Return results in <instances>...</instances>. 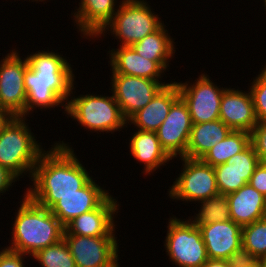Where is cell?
Here are the masks:
<instances>
[{
    "label": "cell",
    "instance_id": "83f0119b",
    "mask_svg": "<svg viewBox=\"0 0 266 267\" xmlns=\"http://www.w3.org/2000/svg\"><path fill=\"white\" fill-rule=\"evenodd\" d=\"M201 206L198 213L189 219L197 226H203L218 221H228L231 219L230 207L226 194L218 193L198 202Z\"/></svg>",
    "mask_w": 266,
    "mask_h": 267
},
{
    "label": "cell",
    "instance_id": "f546056e",
    "mask_svg": "<svg viewBox=\"0 0 266 267\" xmlns=\"http://www.w3.org/2000/svg\"><path fill=\"white\" fill-rule=\"evenodd\" d=\"M261 68L257 77L253 78L250 88L248 87L258 122L266 121V65Z\"/></svg>",
    "mask_w": 266,
    "mask_h": 267
},
{
    "label": "cell",
    "instance_id": "4316f807",
    "mask_svg": "<svg viewBox=\"0 0 266 267\" xmlns=\"http://www.w3.org/2000/svg\"><path fill=\"white\" fill-rule=\"evenodd\" d=\"M244 259L266 260V217L242 227Z\"/></svg>",
    "mask_w": 266,
    "mask_h": 267
},
{
    "label": "cell",
    "instance_id": "f35d334b",
    "mask_svg": "<svg viewBox=\"0 0 266 267\" xmlns=\"http://www.w3.org/2000/svg\"><path fill=\"white\" fill-rule=\"evenodd\" d=\"M0 115H8L2 108L1 104H0Z\"/></svg>",
    "mask_w": 266,
    "mask_h": 267
},
{
    "label": "cell",
    "instance_id": "8992f818",
    "mask_svg": "<svg viewBox=\"0 0 266 267\" xmlns=\"http://www.w3.org/2000/svg\"><path fill=\"white\" fill-rule=\"evenodd\" d=\"M151 7L146 0H122L112 20L95 40L104 37L108 32L117 42H121L119 46H132L139 42L164 23Z\"/></svg>",
    "mask_w": 266,
    "mask_h": 267
},
{
    "label": "cell",
    "instance_id": "277c9868",
    "mask_svg": "<svg viewBox=\"0 0 266 267\" xmlns=\"http://www.w3.org/2000/svg\"><path fill=\"white\" fill-rule=\"evenodd\" d=\"M27 121L26 116H13L1 127L0 165L18 179L26 175L31 180L35 165L45 149L39 140L36 141Z\"/></svg>",
    "mask_w": 266,
    "mask_h": 267
},
{
    "label": "cell",
    "instance_id": "7c38bea8",
    "mask_svg": "<svg viewBox=\"0 0 266 267\" xmlns=\"http://www.w3.org/2000/svg\"><path fill=\"white\" fill-rule=\"evenodd\" d=\"M76 267H106L119 254L117 237L63 235Z\"/></svg>",
    "mask_w": 266,
    "mask_h": 267
},
{
    "label": "cell",
    "instance_id": "7a4b0ae2",
    "mask_svg": "<svg viewBox=\"0 0 266 267\" xmlns=\"http://www.w3.org/2000/svg\"><path fill=\"white\" fill-rule=\"evenodd\" d=\"M26 56L29 68L24 75L27 92L25 116L29 117L36 108L45 111L59 106L65 111L76 79L73 65L53 49L39 50Z\"/></svg>",
    "mask_w": 266,
    "mask_h": 267
},
{
    "label": "cell",
    "instance_id": "e575fe53",
    "mask_svg": "<svg viewBox=\"0 0 266 267\" xmlns=\"http://www.w3.org/2000/svg\"><path fill=\"white\" fill-rule=\"evenodd\" d=\"M234 261L221 259H208L201 267H232Z\"/></svg>",
    "mask_w": 266,
    "mask_h": 267
},
{
    "label": "cell",
    "instance_id": "d6a6232c",
    "mask_svg": "<svg viewBox=\"0 0 266 267\" xmlns=\"http://www.w3.org/2000/svg\"><path fill=\"white\" fill-rule=\"evenodd\" d=\"M248 183L266 197V162H260L256 166Z\"/></svg>",
    "mask_w": 266,
    "mask_h": 267
},
{
    "label": "cell",
    "instance_id": "603a6c76",
    "mask_svg": "<svg viewBox=\"0 0 266 267\" xmlns=\"http://www.w3.org/2000/svg\"><path fill=\"white\" fill-rule=\"evenodd\" d=\"M231 220L241 227L266 217V197L249 183L227 194Z\"/></svg>",
    "mask_w": 266,
    "mask_h": 267
},
{
    "label": "cell",
    "instance_id": "1f68e13d",
    "mask_svg": "<svg viewBox=\"0 0 266 267\" xmlns=\"http://www.w3.org/2000/svg\"><path fill=\"white\" fill-rule=\"evenodd\" d=\"M0 251V267H25L27 255L12 251L6 247Z\"/></svg>",
    "mask_w": 266,
    "mask_h": 267
},
{
    "label": "cell",
    "instance_id": "9c48e42d",
    "mask_svg": "<svg viewBox=\"0 0 266 267\" xmlns=\"http://www.w3.org/2000/svg\"><path fill=\"white\" fill-rule=\"evenodd\" d=\"M180 97L187 104L193 124L219 119L222 94L227 87H220L207 73H201L194 82H177ZM220 87V88H219Z\"/></svg>",
    "mask_w": 266,
    "mask_h": 267
},
{
    "label": "cell",
    "instance_id": "ab89813d",
    "mask_svg": "<svg viewBox=\"0 0 266 267\" xmlns=\"http://www.w3.org/2000/svg\"><path fill=\"white\" fill-rule=\"evenodd\" d=\"M260 267H266V260H260Z\"/></svg>",
    "mask_w": 266,
    "mask_h": 267
},
{
    "label": "cell",
    "instance_id": "60d3db41",
    "mask_svg": "<svg viewBox=\"0 0 266 267\" xmlns=\"http://www.w3.org/2000/svg\"><path fill=\"white\" fill-rule=\"evenodd\" d=\"M24 1H25V0H24ZM26 1H27V0H26ZM30 1H32L33 3H34V1L37 2V3H39V2H43V3H44V1H45V3H46V0H29V2H30Z\"/></svg>",
    "mask_w": 266,
    "mask_h": 267
},
{
    "label": "cell",
    "instance_id": "e0dca14e",
    "mask_svg": "<svg viewBox=\"0 0 266 267\" xmlns=\"http://www.w3.org/2000/svg\"><path fill=\"white\" fill-rule=\"evenodd\" d=\"M260 163L251 143L224 164L214 167L219 193L229 194L247 184Z\"/></svg>",
    "mask_w": 266,
    "mask_h": 267
},
{
    "label": "cell",
    "instance_id": "b9f144b4",
    "mask_svg": "<svg viewBox=\"0 0 266 267\" xmlns=\"http://www.w3.org/2000/svg\"><path fill=\"white\" fill-rule=\"evenodd\" d=\"M263 2H264V8L266 9V0H263Z\"/></svg>",
    "mask_w": 266,
    "mask_h": 267
},
{
    "label": "cell",
    "instance_id": "d6986e66",
    "mask_svg": "<svg viewBox=\"0 0 266 267\" xmlns=\"http://www.w3.org/2000/svg\"><path fill=\"white\" fill-rule=\"evenodd\" d=\"M121 2L122 0H80L77 11L71 15L74 14L73 23L81 33V38L94 40L112 20Z\"/></svg>",
    "mask_w": 266,
    "mask_h": 267
},
{
    "label": "cell",
    "instance_id": "d590c367",
    "mask_svg": "<svg viewBox=\"0 0 266 267\" xmlns=\"http://www.w3.org/2000/svg\"><path fill=\"white\" fill-rule=\"evenodd\" d=\"M232 267H260V260L253 259H239L235 260Z\"/></svg>",
    "mask_w": 266,
    "mask_h": 267
},
{
    "label": "cell",
    "instance_id": "8fae6325",
    "mask_svg": "<svg viewBox=\"0 0 266 267\" xmlns=\"http://www.w3.org/2000/svg\"><path fill=\"white\" fill-rule=\"evenodd\" d=\"M110 79V93L113 94L126 120L144 108L164 86L170 84L117 73H112Z\"/></svg>",
    "mask_w": 266,
    "mask_h": 267
},
{
    "label": "cell",
    "instance_id": "6da1fadb",
    "mask_svg": "<svg viewBox=\"0 0 266 267\" xmlns=\"http://www.w3.org/2000/svg\"><path fill=\"white\" fill-rule=\"evenodd\" d=\"M51 146L41 153L31 177L33 183L25 190L33 202L47 209L60 197L76 194L92 178L69 143L58 141Z\"/></svg>",
    "mask_w": 266,
    "mask_h": 267
},
{
    "label": "cell",
    "instance_id": "cb8c5ba5",
    "mask_svg": "<svg viewBox=\"0 0 266 267\" xmlns=\"http://www.w3.org/2000/svg\"><path fill=\"white\" fill-rule=\"evenodd\" d=\"M230 131L231 129L220 119L193 124L186 154L183 157L202 159L211 147L222 141Z\"/></svg>",
    "mask_w": 266,
    "mask_h": 267
},
{
    "label": "cell",
    "instance_id": "2e32d148",
    "mask_svg": "<svg viewBox=\"0 0 266 267\" xmlns=\"http://www.w3.org/2000/svg\"><path fill=\"white\" fill-rule=\"evenodd\" d=\"M110 195L92 177L76 194L60 197L49 210L65 227L74 218L98 208Z\"/></svg>",
    "mask_w": 266,
    "mask_h": 267
},
{
    "label": "cell",
    "instance_id": "7402d4cb",
    "mask_svg": "<svg viewBox=\"0 0 266 267\" xmlns=\"http://www.w3.org/2000/svg\"><path fill=\"white\" fill-rule=\"evenodd\" d=\"M131 157L143 165V174L151 175L172 160L161 147L156 132L135 130L129 139Z\"/></svg>",
    "mask_w": 266,
    "mask_h": 267
},
{
    "label": "cell",
    "instance_id": "30bf717a",
    "mask_svg": "<svg viewBox=\"0 0 266 267\" xmlns=\"http://www.w3.org/2000/svg\"><path fill=\"white\" fill-rule=\"evenodd\" d=\"M11 49L0 60V104L10 116H25L27 92L25 90L24 75L29 68L26 57Z\"/></svg>",
    "mask_w": 266,
    "mask_h": 267
},
{
    "label": "cell",
    "instance_id": "836d02e7",
    "mask_svg": "<svg viewBox=\"0 0 266 267\" xmlns=\"http://www.w3.org/2000/svg\"><path fill=\"white\" fill-rule=\"evenodd\" d=\"M17 180L19 181L12 172L0 165V196L6 193V191H9L10 187L14 185Z\"/></svg>",
    "mask_w": 266,
    "mask_h": 267
},
{
    "label": "cell",
    "instance_id": "8d00e7d4",
    "mask_svg": "<svg viewBox=\"0 0 266 267\" xmlns=\"http://www.w3.org/2000/svg\"><path fill=\"white\" fill-rule=\"evenodd\" d=\"M9 117V115H0V129Z\"/></svg>",
    "mask_w": 266,
    "mask_h": 267
},
{
    "label": "cell",
    "instance_id": "484cf974",
    "mask_svg": "<svg viewBox=\"0 0 266 267\" xmlns=\"http://www.w3.org/2000/svg\"><path fill=\"white\" fill-rule=\"evenodd\" d=\"M250 144V133L242 130H231L229 134L204 155V163L215 167L224 164L235 154L242 152Z\"/></svg>",
    "mask_w": 266,
    "mask_h": 267
},
{
    "label": "cell",
    "instance_id": "5b68a950",
    "mask_svg": "<svg viewBox=\"0 0 266 267\" xmlns=\"http://www.w3.org/2000/svg\"><path fill=\"white\" fill-rule=\"evenodd\" d=\"M76 82H74L70 98L65 105V113L68 117L76 120L80 126L88 129L90 132L115 133L128 127L127 120L121 113V109L111 96L87 93L86 95L80 94L77 97L73 95ZM75 87V88H74ZM74 97H73V96Z\"/></svg>",
    "mask_w": 266,
    "mask_h": 267
},
{
    "label": "cell",
    "instance_id": "44dd1931",
    "mask_svg": "<svg viewBox=\"0 0 266 267\" xmlns=\"http://www.w3.org/2000/svg\"><path fill=\"white\" fill-rule=\"evenodd\" d=\"M111 73L163 80L164 69L156 62L139 55L131 46H119L107 52Z\"/></svg>",
    "mask_w": 266,
    "mask_h": 267
},
{
    "label": "cell",
    "instance_id": "3957f363",
    "mask_svg": "<svg viewBox=\"0 0 266 267\" xmlns=\"http://www.w3.org/2000/svg\"><path fill=\"white\" fill-rule=\"evenodd\" d=\"M23 195L14 214L12 240L6 248L32 258L39 250L63 239L65 227L49 209L33 202L25 192Z\"/></svg>",
    "mask_w": 266,
    "mask_h": 267
},
{
    "label": "cell",
    "instance_id": "52a82bcc",
    "mask_svg": "<svg viewBox=\"0 0 266 267\" xmlns=\"http://www.w3.org/2000/svg\"><path fill=\"white\" fill-rule=\"evenodd\" d=\"M167 225L164 248L169 260L178 267H201L209 258L199 227L174 215Z\"/></svg>",
    "mask_w": 266,
    "mask_h": 267
},
{
    "label": "cell",
    "instance_id": "ffe728a7",
    "mask_svg": "<svg viewBox=\"0 0 266 267\" xmlns=\"http://www.w3.org/2000/svg\"><path fill=\"white\" fill-rule=\"evenodd\" d=\"M179 98L178 85L170 80V84L164 86L144 108L132 115L127 124L141 131L156 132Z\"/></svg>",
    "mask_w": 266,
    "mask_h": 267
},
{
    "label": "cell",
    "instance_id": "5bb4252c",
    "mask_svg": "<svg viewBox=\"0 0 266 267\" xmlns=\"http://www.w3.org/2000/svg\"><path fill=\"white\" fill-rule=\"evenodd\" d=\"M192 125L188 106L180 97L156 131L161 147L172 159L186 154Z\"/></svg>",
    "mask_w": 266,
    "mask_h": 267
},
{
    "label": "cell",
    "instance_id": "f1b7e54d",
    "mask_svg": "<svg viewBox=\"0 0 266 267\" xmlns=\"http://www.w3.org/2000/svg\"><path fill=\"white\" fill-rule=\"evenodd\" d=\"M41 267H76L66 241L59 242L39 250L32 256Z\"/></svg>",
    "mask_w": 266,
    "mask_h": 267
},
{
    "label": "cell",
    "instance_id": "4dcf8cb0",
    "mask_svg": "<svg viewBox=\"0 0 266 267\" xmlns=\"http://www.w3.org/2000/svg\"><path fill=\"white\" fill-rule=\"evenodd\" d=\"M250 143L260 162H266V121L258 122L250 132Z\"/></svg>",
    "mask_w": 266,
    "mask_h": 267
},
{
    "label": "cell",
    "instance_id": "4fadbf2b",
    "mask_svg": "<svg viewBox=\"0 0 266 267\" xmlns=\"http://www.w3.org/2000/svg\"><path fill=\"white\" fill-rule=\"evenodd\" d=\"M209 259L235 261L243 258L242 227L233 220L199 227Z\"/></svg>",
    "mask_w": 266,
    "mask_h": 267
},
{
    "label": "cell",
    "instance_id": "ac0fdd59",
    "mask_svg": "<svg viewBox=\"0 0 266 267\" xmlns=\"http://www.w3.org/2000/svg\"><path fill=\"white\" fill-rule=\"evenodd\" d=\"M219 119L231 130L250 133L258 121L249 89L226 88L222 94Z\"/></svg>",
    "mask_w": 266,
    "mask_h": 267
},
{
    "label": "cell",
    "instance_id": "ba28073f",
    "mask_svg": "<svg viewBox=\"0 0 266 267\" xmlns=\"http://www.w3.org/2000/svg\"><path fill=\"white\" fill-rule=\"evenodd\" d=\"M182 170L169 187L167 195L176 201L200 202L219 193L214 167L201 159L179 157Z\"/></svg>",
    "mask_w": 266,
    "mask_h": 267
},
{
    "label": "cell",
    "instance_id": "9a60e30c",
    "mask_svg": "<svg viewBox=\"0 0 266 267\" xmlns=\"http://www.w3.org/2000/svg\"><path fill=\"white\" fill-rule=\"evenodd\" d=\"M121 207L116 198L110 195L98 208L81 214L66 226L63 235L89 237H115V215ZM115 222V223H114Z\"/></svg>",
    "mask_w": 266,
    "mask_h": 267
},
{
    "label": "cell",
    "instance_id": "74e56055",
    "mask_svg": "<svg viewBox=\"0 0 266 267\" xmlns=\"http://www.w3.org/2000/svg\"><path fill=\"white\" fill-rule=\"evenodd\" d=\"M120 258L118 257L115 261H113L110 265L106 266V267H120V263L118 262Z\"/></svg>",
    "mask_w": 266,
    "mask_h": 267
},
{
    "label": "cell",
    "instance_id": "d4e9b609",
    "mask_svg": "<svg viewBox=\"0 0 266 267\" xmlns=\"http://www.w3.org/2000/svg\"><path fill=\"white\" fill-rule=\"evenodd\" d=\"M166 27L163 23L155 32L131 46L142 57L156 61L165 73L176 52L174 38L170 37Z\"/></svg>",
    "mask_w": 266,
    "mask_h": 267
}]
</instances>
